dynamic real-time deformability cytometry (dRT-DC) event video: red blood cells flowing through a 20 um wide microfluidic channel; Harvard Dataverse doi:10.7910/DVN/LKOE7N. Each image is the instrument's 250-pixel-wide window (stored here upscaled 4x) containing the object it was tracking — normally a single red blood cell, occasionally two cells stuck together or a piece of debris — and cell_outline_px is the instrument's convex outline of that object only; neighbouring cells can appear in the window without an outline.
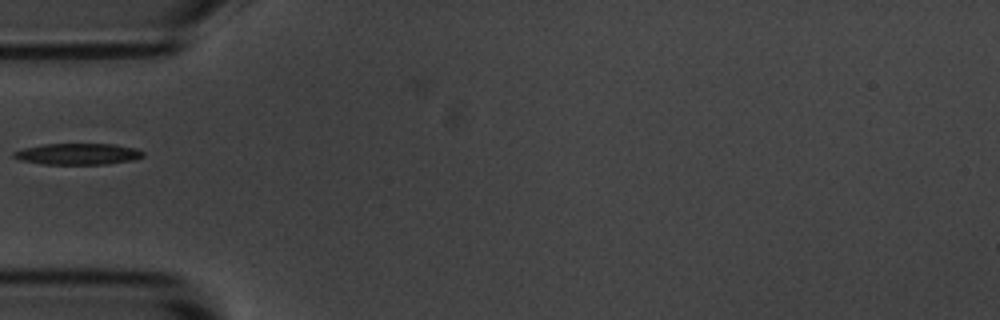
{"species": "common noctule bat (a hibernating species)", "species_latin": "Nyctalus noctula", "temperature_condition": "room temperature", "stored_images_in_passage": 5, "camera_frame_rate_fps": 3000, "um_per_image_px": 0.085, "animal": {"sex": "male", "body_mass_g": 20.1, "forearm_length_mm": 53.5}, "frame": {"image": 1, "passage_image": 5, "time_ms": 5.333, "image_size_px": [1000, 320], "cell_outline_px": [[144, 156], [136, 160], [108, 164], [44, 164], [20, 160], [12, 156], [12, 152], [24, 148], [44, 144], [116, 144], [136, 148], [144, 152]], "centroid_in_image_um": [6.66, 13.09], "position_along_channel_um": 78.3, "area_um2": 16.18}}